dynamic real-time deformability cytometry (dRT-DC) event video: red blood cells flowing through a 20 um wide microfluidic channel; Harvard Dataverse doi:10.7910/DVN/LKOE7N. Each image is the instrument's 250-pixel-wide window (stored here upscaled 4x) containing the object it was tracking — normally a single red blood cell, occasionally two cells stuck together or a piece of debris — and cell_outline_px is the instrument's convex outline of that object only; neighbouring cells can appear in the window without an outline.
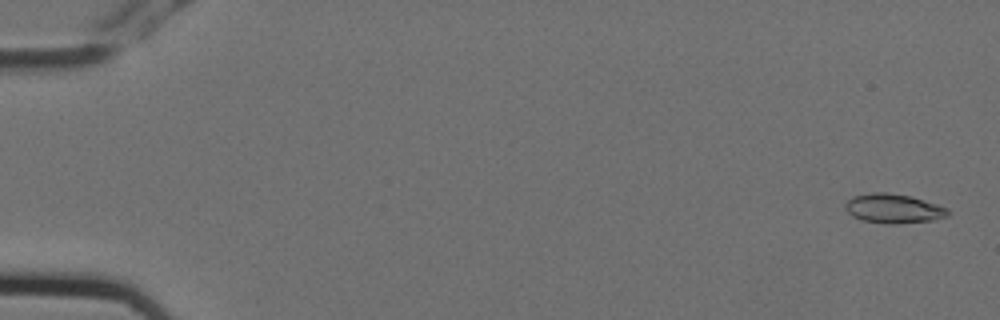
{"species": "Egyptian fruit bat (a non-hibernating species)", "species_latin": "Rousettus aegyptiacus", "temperature_condition": "cold", "stored_images_in_passage": 8, "camera_frame_rate_fps": 3000, "um_per_image_px": 0.085, "animal": {"sex": "female"}, "frame": {"image": 1, "passage_image": 1, "time_ms": 0.0, "image_size_px": [1000, 320], "cell_outline_px": [[948, 216], [932, 220], [892, 224], [884, 224], [860, 220], [852, 216], [844, 208], [844, 204], [852, 196], [872, 192], [888, 192], [912, 196], [948, 208]], "centroid_in_image_um": [75.9, 17.72], "position_along_channel_um": 9.1, "area_um2": 17.69}}
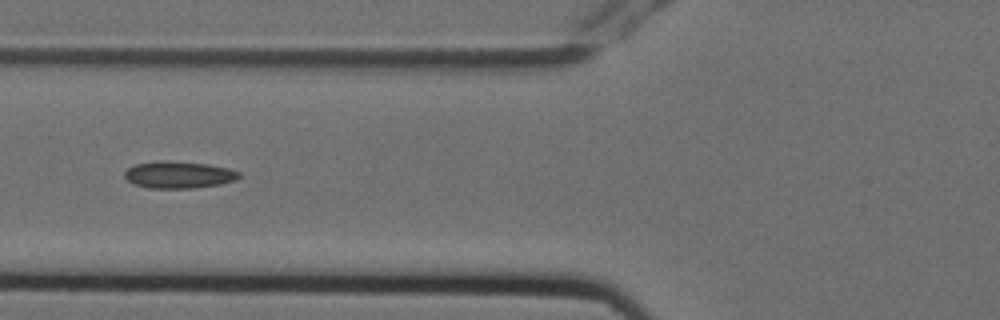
{"frame": {"image": 2, "passage_image": 7, "time_ms": 2.0, "image_size_px": [1000, 320], "cell_outline_px": [[240, 176], [236, 180], [220, 184], [192, 188], [148, 188], [132, 184], [124, 176], [124, 172], [128, 168], [136, 164], [160, 160], [164, 160], [208, 164], [228, 168], [240, 172]], "centroid_in_image_um": [15.17, 14.85], "position_along_channel_um": 110.6, "area_um2": 18.03}}
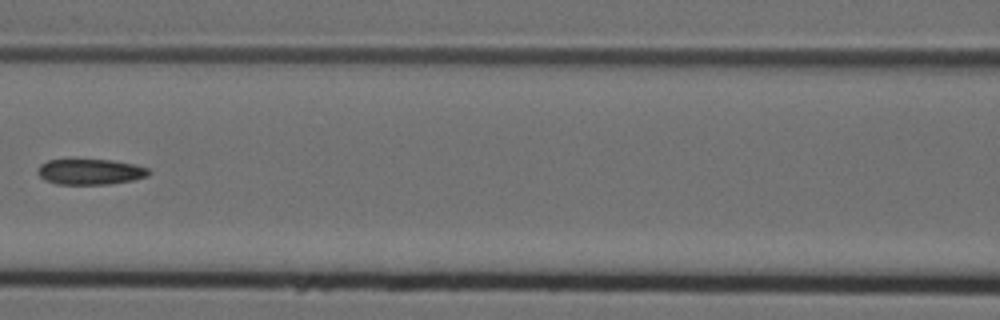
{"frame": {"image": 3, "passage_image": 8, "time_ms": 2.333, "image_size_px": [1000, 320], "cell_outline_px": [[152, 172], [148, 176], [132, 180], [108, 184], [56, 184], [44, 180], [36, 172], [36, 168], [40, 164], [48, 160], [112, 160], [132, 164], [148, 168]], "centroid_in_image_um": [7.64, 14.6], "position_along_channel_um": 159.0, "area_um2": 16.59}}